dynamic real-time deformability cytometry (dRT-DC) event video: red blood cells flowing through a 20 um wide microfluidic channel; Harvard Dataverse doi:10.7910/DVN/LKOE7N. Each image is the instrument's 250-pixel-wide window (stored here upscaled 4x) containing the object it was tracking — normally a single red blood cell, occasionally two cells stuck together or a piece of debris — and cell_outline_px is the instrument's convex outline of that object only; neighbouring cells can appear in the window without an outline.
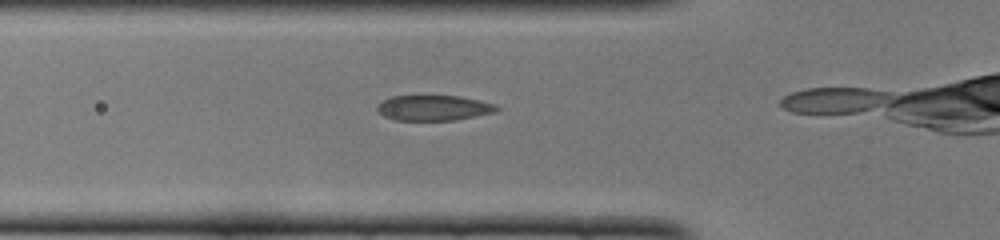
{"species": "common noctule bat (a hibernating species)", "species_latin": "Nyctalus noctula", "temperature_condition": "cold", "stored_images_in_passage": 5, "camera_frame_rate_fps": 3000, "um_per_image_px": 0.085, "animal": {"sex": "female", "body_mass_g": 22.0, "forearm_length_mm": 56.7}, "frame": {"image": 1, "passage_image": 2, "time_ms": 0.333, "image_size_px": [1000, 240], "cell_outline_px": [[500, 108], [496, 112], [456, 120], [396, 120], [384, 116], [376, 108], [376, 104], [392, 96], [460, 96], [480, 100], [496, 104]], "centroid_in_image_um": [36.89, 9.17], "position_along_channel_um": 88.9, "area_um2": 17.69}}